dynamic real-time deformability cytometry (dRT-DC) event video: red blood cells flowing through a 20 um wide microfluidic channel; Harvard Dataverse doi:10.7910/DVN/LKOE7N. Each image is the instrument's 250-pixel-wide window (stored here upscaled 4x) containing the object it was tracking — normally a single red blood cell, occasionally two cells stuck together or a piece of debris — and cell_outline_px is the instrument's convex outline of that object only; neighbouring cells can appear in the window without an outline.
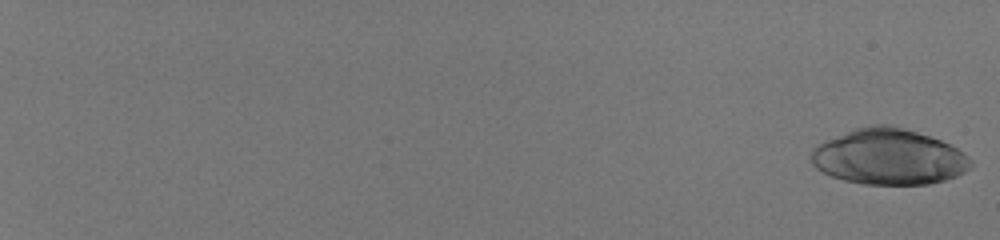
{"species": "human", "species_latin": "Homo sapiens", "temperature_condition": "room temperature", "stored_images_in_passage": 56, "camera_frame_rate_fps": 3000, "um_per_image_px": 0.085, "donor": {"sex": "male"}, "frame": {"image": 1, "passage_image": 1, "time_ms": 0.0, "image_size_px": [1000, 240], "cell_outline_px": [[972, 164], [964, 172], [956, 176], [944, 180], [928, 184], [864, 184], [844, 180], [832, 176], [816, 168], [812, 164], [812, 148], [824, 140], [856, 128], [872, 124], [888, 124], [916, 132], [940, 140], [956, 148], [968, 156], [972, 160]], "centroid_in_image_um": [75.53, 13.33], "position_along_channel_um": 9.5, "area_um2": 51.5}}
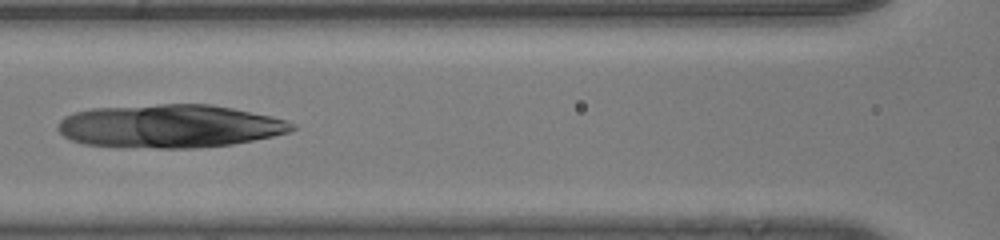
{"frame": {"image": 2, "passage_image": 32, "time_ms": 10.333, "image_size_px": [1000, 240], "cell_outline_px": [[296, 128], [288, 132], [272, 136], [232, 144], [196, 148], [120, 148], [84, 144], [72, 140], [64, 136], [56, 128], [60, 120], [64, 116], [72, 112], [92, 108], [160, 104], [212, 104], [232, 108], [268, 116], [284, 120], [296, 124]], "centroid_in_image_um": [14.35, 10.73], "position_along_channel_um": 152.3, "area_um2": 59.3}}
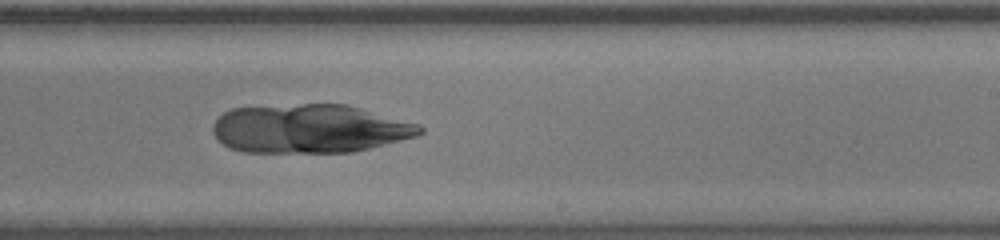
{"frame": {"image": 3, "passage_image": 40, "time_ms": 13.0, "image_size_px": [1000, 240], "cell_outline_px": [[424, 132], [416, 136], [352, 152], [244, 152], [228, 148], [212, 132], [212, 124], [224, 112], [232, 108], [304, 104], [348, 104], [420, 124], [424, 128]], "centroid_in_image_um": [26.33, 10.93], "position_along_channel_um": 262.7, "area_um2": 58.72}}